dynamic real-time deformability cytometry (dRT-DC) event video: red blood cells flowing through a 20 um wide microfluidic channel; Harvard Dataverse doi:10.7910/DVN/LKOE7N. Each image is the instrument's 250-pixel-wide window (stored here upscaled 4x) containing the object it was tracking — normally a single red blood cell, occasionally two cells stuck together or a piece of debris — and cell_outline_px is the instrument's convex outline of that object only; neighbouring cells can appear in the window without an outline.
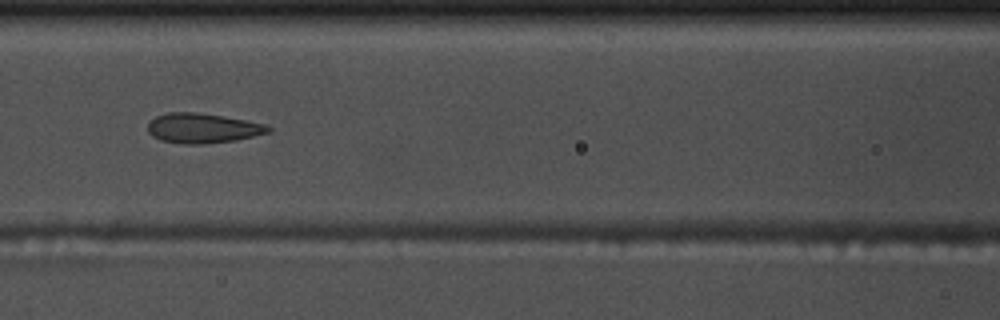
{"species": "common noctule bat (a hibernating species)", "species_latin": "Nyctalus noctula", "temperature_condition": "warm", "stored_images_in_passage": 6, "camera_frame_rate_fps": 3000, "um_per_image_px": 0.085, "animal": {"sex": "male", "body_mass_g": 17.5, "forearm_length_mm": 52.3}, "frame": {"image": 1, "passage_image": 6, "time_ms": 1.667, "image_size_px": [1000, 320], "cell_outline_px": [[272, 132], [236, 140], [204, 144], [184, 144], [160, 140], [152, 136], [148, 132], [148, 124], [156, 116], [168, 112], [196, 112], [244, 120], [264, 124], [272, 128]], "centroid_in_image_um": [17.22, 10.9], "position_along_channel_um": 149.4, "area_um2": 20.87}}